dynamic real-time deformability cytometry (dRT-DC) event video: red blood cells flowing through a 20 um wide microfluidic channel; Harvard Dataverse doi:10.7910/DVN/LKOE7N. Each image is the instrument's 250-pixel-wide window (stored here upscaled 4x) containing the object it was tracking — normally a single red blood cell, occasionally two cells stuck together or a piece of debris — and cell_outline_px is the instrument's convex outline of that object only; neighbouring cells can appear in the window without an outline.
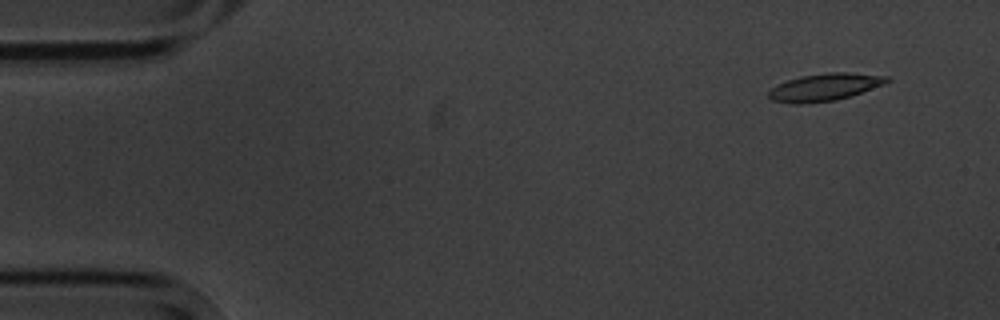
{"species": "common noctule bat (a hibernating species)", "species_latin": "Nyctalus noctula", "temperature_condition": "cold", "stored_images_in_passage": 3, "camera_frame_rate_fps": 3000, "um_per_image_px": 0.085, "animal": {"sex": "male", "body_mass_g": 20.1, "forearm_length_mm": 53.5}, "frame": {"image": 1, "passage_image": 1, "time_ms": 0.0, "image_size_px": [1000, 320], "cell_outline_px": [[892, 80], [884, 84], [836, 100], [800, 104], [792, 104], [772, 100], [768, 96], [768, 92], [772, 88], [788, 80], [800, 76], [828, 72], [848, 72], [888, 76]], "centroid_in_image_um": [70.1, 7.4], "position_along_channel_um": 14.9, "area_um2": 18.67}}